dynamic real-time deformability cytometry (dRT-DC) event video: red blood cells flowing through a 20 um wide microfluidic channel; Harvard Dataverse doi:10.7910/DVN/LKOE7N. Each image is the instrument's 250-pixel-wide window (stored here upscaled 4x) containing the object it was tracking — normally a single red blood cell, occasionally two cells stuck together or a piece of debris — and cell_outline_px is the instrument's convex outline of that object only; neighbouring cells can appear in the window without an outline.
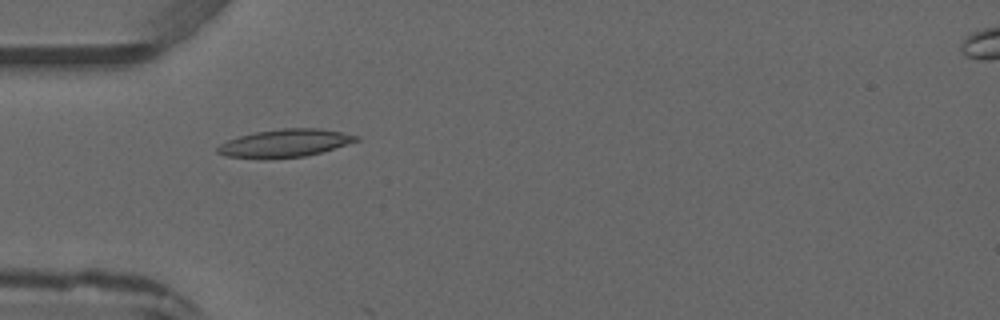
{"species": "common noctule bat (a hibernating species)", "species_latin": "Nyctalus noctula", "temperature_condition": "warm", "stored_images_in_passage": 2, "camera_frame_rate_fps": 3000, "um_per_image_px": 0.085, "animal": {"sex": "male", "forearm_length_mm": 52.5}, "frame": {"image": 1, "passage_image": 1, "time_ms": 0.0, "image_size_px": [1000, 320], "cell_outline_px": [[360, 140], [320, 152], [304, 156], [264, 160], [260, 160], [224, 156], [216, 152], [216, 148], [220, 144], [228, 140], [240, 136], [256, 132], [280, 128], [316, 128], [340, 132], [360, 136]], "centroid_in_image_um": [24.15, 12.19], "position_along_channel_um": 60.8, "area_um2": 22.66}}
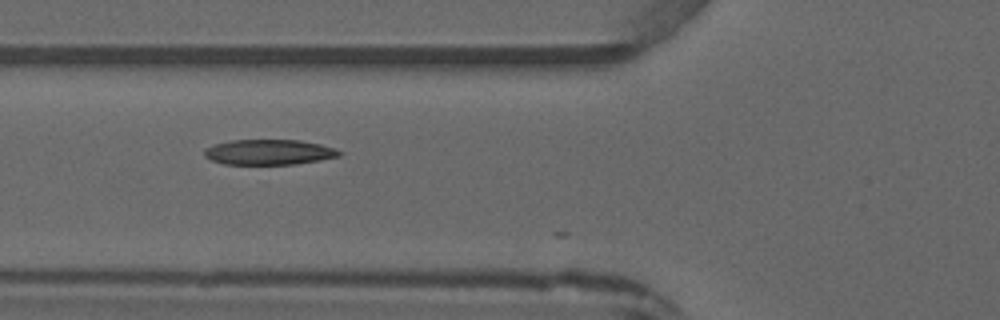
{"frame": {"image": 2, "passage_image": 2, "time_ms": 1.0, "image_size_px": [1000, 320], "cell_outline_px": [[344, 152], [340, 156], [320, 160], [296, 164], [224, 164], [212, 160], [204, 156], [204, 148], [216, 144], [232, 140], [300, 140], [320, 144], [336, 148]], "centroid_in_image_um": [22.9, 12.93], "position_along_channel_um": 102.9, "area_um2": 19.94}}